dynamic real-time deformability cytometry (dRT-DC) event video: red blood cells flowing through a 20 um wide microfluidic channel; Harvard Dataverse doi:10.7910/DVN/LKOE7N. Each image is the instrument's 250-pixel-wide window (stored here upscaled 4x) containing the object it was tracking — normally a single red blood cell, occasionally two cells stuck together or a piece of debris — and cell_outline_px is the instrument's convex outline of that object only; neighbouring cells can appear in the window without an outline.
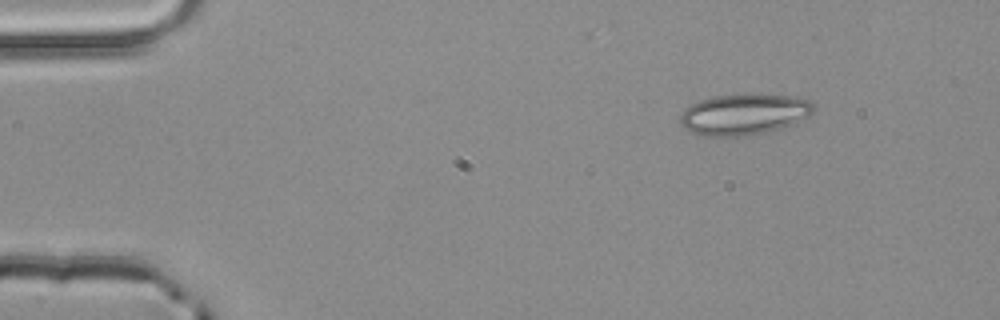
{"species": "common noctule bat (a hibernating species)", "species_latin": "Nyctalus noctula", "temperature_condition": "room temperature", "stored_images_in_passage": 4, "segment_of_instrument_passage": [1, 2], "camera_frame_rate_fps": 3000, "um_per_image_px": 0.085, "animal": {"sex": "male", "body_mass_g": 20.4}, "frame": {"image": 1, "passage_image": 2, "time_ms": 0.333, "image_size_px": [1000, 320], "cell_outline_px": [[816, 108], [808, 116], [792, 124], [780, 128], [748, 136], [708, 136], [692, 132], [684, 128], [680, 124], [680, 112], [684, 108], [700, 100], [716, 96], [792, 96], [808, 100], [816, 104]], "centroid_in_image_um": [63.22, 9.75], "position_along_channel_um": 21.8, "area_um2": 31.27}}